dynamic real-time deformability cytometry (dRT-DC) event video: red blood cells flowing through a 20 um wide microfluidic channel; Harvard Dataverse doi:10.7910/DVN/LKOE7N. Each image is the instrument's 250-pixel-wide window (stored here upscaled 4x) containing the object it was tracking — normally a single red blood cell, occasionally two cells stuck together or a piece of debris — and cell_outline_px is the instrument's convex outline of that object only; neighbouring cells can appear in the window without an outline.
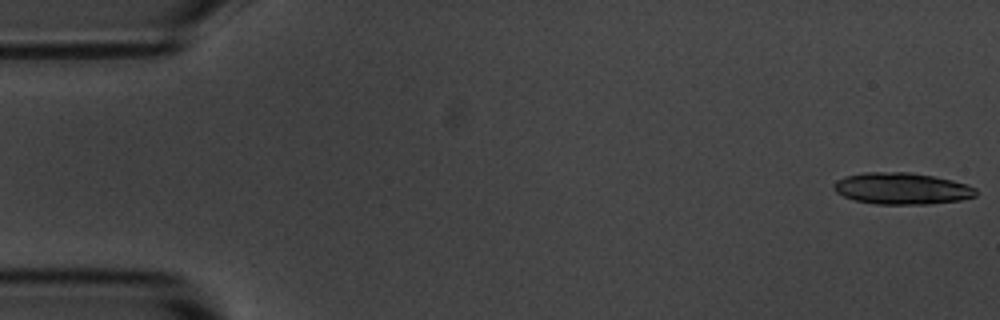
{"species": "common noctule bat (a hibernating species)", "species_latin": "Nyctalus noctula", "temperature_condition": "room temperature", "stored_images_in_passage": 56, "segment_of_instrument_passage": [1, 2], "camera_frame_rate_fps": 3000, "um_per_image_px": 0.085, "animal": {"sex": "male", "body_mass_g": 20.1, "forearm_length_mm": 53.5}, "frame": {"image": 1, "passage_image": 1, "time_ms": 0.0, "image_size_px": [1000, 320], "cell_outline_px": [[976, 196], [960, 200], [928, 204], [876, 204], [856, 200], [844, 196], [836, 192], [832, 188], [832, 184], [836, 180], [844, 176], [864, 172], [908, 172], [932, 176], [952, 180], [968, 184], [976, 188]], "centroid_in_image_um": [76.63, 16.02], "position_along_channel_um": 8.4, "area_um2": 26.24}}